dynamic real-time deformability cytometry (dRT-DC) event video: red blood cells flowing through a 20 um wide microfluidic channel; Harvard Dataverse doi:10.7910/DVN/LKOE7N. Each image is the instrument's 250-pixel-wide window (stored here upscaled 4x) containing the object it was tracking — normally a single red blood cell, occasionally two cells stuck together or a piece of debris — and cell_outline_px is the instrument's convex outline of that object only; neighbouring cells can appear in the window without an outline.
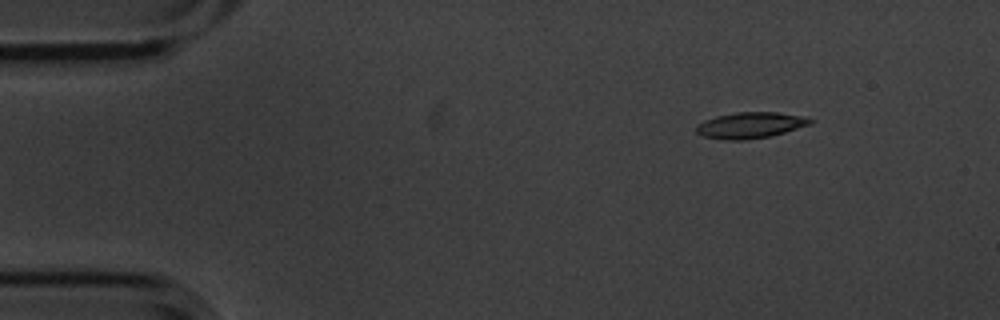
{"species": "common noctule bat (a hibernating species)", "species_latin": "Nyctalus noctula", "temperature_condition": "cold", "stored_images_in_passage": 5, "camera_frame_rate_fps": 3000, "um_per_image_px": 0.085, "animal": {"sex": "male", "body_mass_g": 20.1, "forearm_length_mm": 53.5}, "frame": {"image": 1, "passage_image": 5, "time_ms": 1.333, "image_size_px": [1000, 320], "cell_outline_px": [[812, 124], [772, 136], [744, 140], [724, 140], [704, 136], [696, 132], [696, 124], [704, 120], [716, 116], [736, 112], [776, 112], [800, 116], [812, 120]], "centroid_in_image_um": [63.74, 10.65], "position_along_channel_um": 21.3, "area_um2": 17.28}}